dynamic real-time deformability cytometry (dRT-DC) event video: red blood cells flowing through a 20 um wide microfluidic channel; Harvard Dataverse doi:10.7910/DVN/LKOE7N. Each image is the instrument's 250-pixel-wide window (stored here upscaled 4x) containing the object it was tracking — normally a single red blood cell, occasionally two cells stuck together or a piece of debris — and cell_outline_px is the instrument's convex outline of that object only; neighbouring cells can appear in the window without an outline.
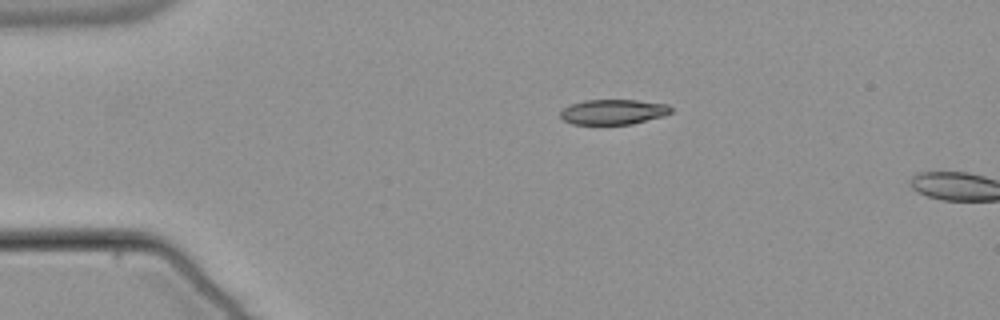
{"species": "common noctule bat (a hibernating species)", "species_latin": "Nyctalus noctula", "temperature_condition": "warm", "stored_images_in_passage": 4, "camera_frame_rate_fps": 3000, "um_per_image_px": 0.085, "animal": {"sex": "male", "body_mass_g": 21.5, "forearm_length_mm": 52.0}, "frame": {"image": 1, "passage_image": 1, "time_ms": 0.0, "image_size_px": [1000, 320], "cell_outline_px": [[672, 112], [664, 116], [632, 124], [572, 124], [564, 120], [560, 116], [560, 112], [564, 108], [572, 104], [584, 100], [636, 100], [668, 104], [672, 108]], "centroid_in_image_um": [52.16, 9.51], "position_along_channel_um": 32.8, "area_um2": 16.18}}